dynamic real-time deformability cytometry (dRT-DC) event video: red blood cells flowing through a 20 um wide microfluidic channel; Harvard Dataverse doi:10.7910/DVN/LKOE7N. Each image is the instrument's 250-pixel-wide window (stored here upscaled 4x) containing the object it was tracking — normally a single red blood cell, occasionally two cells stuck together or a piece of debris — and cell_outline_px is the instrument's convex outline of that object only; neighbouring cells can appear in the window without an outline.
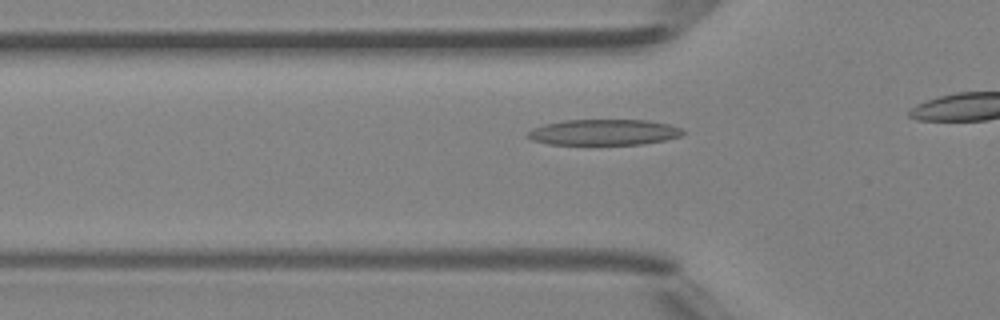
{"species": "Egyptian fruit bat (a non-hibernating species)", "species_latin": "Rousettus aegyptiacus", "temperature_condition": "room temperature", "stored_images_in_passage": 17, "camera_frame_rate_fps": 3000, "um_per_image_px": 0.085, "animal": {"sex": "female"}, "frame": {"image": 1, "passage_image": 12, "time_ms": 3.667, "image_size_px": [1000, 320], "cell_outline_px": [[684, 132], [680, 136], [664, 140], [640, 144], [548, 144], [532, 140], [524, 136], [532, 128], [544, 124], [564, 120], [648, 120], [668, 124], [680, 128]], "centroid_in_image_um": [51.27, 11.23], "position_along_channel_um": 74.5, "area_um2": 23.24}}
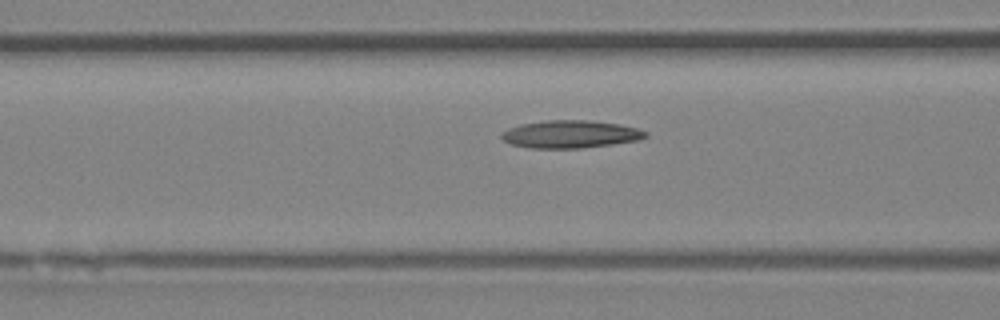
{"frame": {"image": 2, "passage_image": 15, "time_ms": 4.667, "image_size_px": [1000, 320], "cell_outline_px": [[648, 136], [636, 140], [612, 144], [580, 148], [532, 148], [512, 144], [504, 140], [500, 136], [500, 132], [508, 128], [520, 124], [548, 120], [588, 120], [620, 124], [636, 128], [648, 132]], "centroid_in_image_um": [48.46, 11.4], "position_along_channel_um": 118.1, "area_um2": 23.12}}